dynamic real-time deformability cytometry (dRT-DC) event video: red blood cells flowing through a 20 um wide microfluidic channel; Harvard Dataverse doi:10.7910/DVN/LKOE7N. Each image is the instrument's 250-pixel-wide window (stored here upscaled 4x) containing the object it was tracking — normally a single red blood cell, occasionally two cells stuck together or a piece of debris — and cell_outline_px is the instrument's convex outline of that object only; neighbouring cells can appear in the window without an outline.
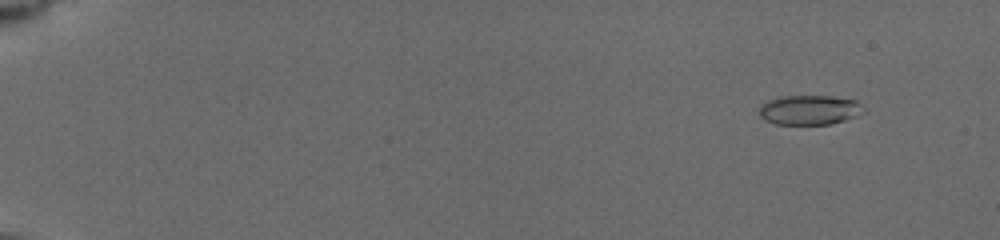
{"species": "common noctule bat (a hibernating species)", "species_latin": "Nyctalus noctula", "temperature_condition": "cold", "stored_images_in_passage": 14, "camera_frame_rate_fps": 3000, "um_per_image_px": 0.085, "animal": {"sex": "female", "body_mass_g": 19.5, "forearm_length_mm": 54.1}, "frame": {"image": 1, "passage_image": 4, "time_ms": 1.667, "image_size_px": [1000, 240], "cell_outline_px": [[868, 112], [844, 120], [828, 124], [776, 124], [764, 120], [760, 116], [760, 104], [764, 100], [784, 96], [832, 96], [856, 100], [868, 108]], "centroid_in_image_um": [68.85, 9.33], "position_along_channel_um": 16.2, "area_um2": 18.38}}
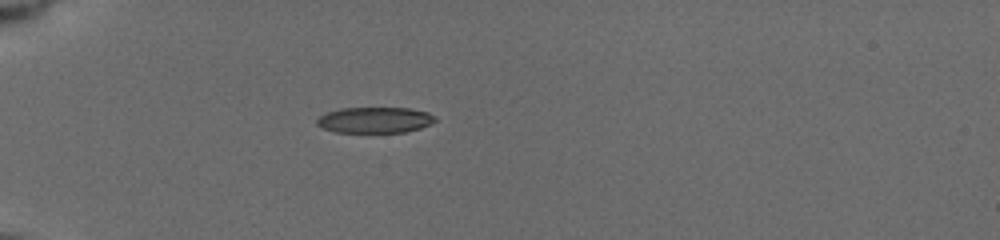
{"frame": {"image": 2, "passage_image": 11, "time_ms": 6.0, "image_size_px": [1000, 240], "cell_outline_px": [[436, 120], [420, 128], [404, 132], [336, 132], [324, 128], [316, 124], [316, 120], [320, 116], [328, 112], [340, 108], [408, 108], [428, 112]], "centroid_in_image_um": [31.83, 10.2], "position_along_channel_um": 53.2, "area_um2": 17.57}}
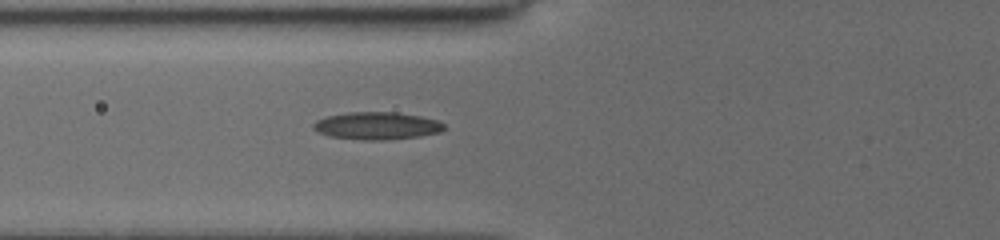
{"frame": {"image": 3, "passage_image": 14, "time_ms": 7.667, "image_size_px": [1000, 240], "cell_outline_px": [[444, 128], [440, 132], [416, 136], [384, 140], [364, 140], [332, 136], [320, 132], [312, 128], [312, 124], [316, 120], [328, 116], [348, 112], [396, 112], [420, 116], [436, 120], [444, 124]], "centroid_in_image_um": [32.02, 10.68], "position_along_channel_um": 93.8, "area_um2": 20.63}}